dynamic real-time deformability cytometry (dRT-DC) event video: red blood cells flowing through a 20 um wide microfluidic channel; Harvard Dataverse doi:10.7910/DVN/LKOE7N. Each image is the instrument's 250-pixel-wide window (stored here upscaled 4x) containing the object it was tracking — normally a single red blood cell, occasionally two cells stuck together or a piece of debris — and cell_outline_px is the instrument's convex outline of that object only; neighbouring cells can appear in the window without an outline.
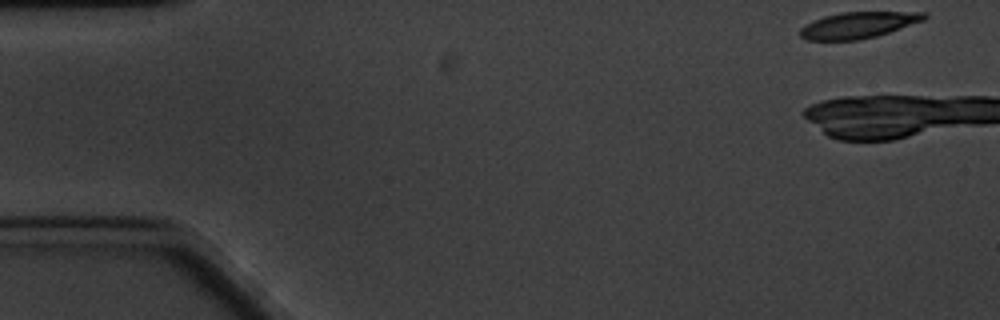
{"species": "common noctule bat (a hibernating species)", "species_latin": "Nyctalus noctula", "temperature_condition": "cold", "stored_images_in_passage": 4, "camera_frame_rate_fps": 3000, "um_per_image_px": 0.085, "animal": {"sex": "male", "body_mass_g": 20.1, "forearm_length_mm": 53.5}, "frame": {"image": 1, "passage_image": 1, "time_ms": 0.0, "image_size_px": [1000, 320], "cell_outline_px": [[928, 16], [924, 20], [876, 36], [860, 40], [804, 40], [800, 36], [800, 28], [804, 24], [812, 20], [824, 16], [840, 12], [928, 12]], "centroid_in_image_um": [72.91, 2.13], "position_along_channel_um": 12.1, "area_um2": 19.07}}